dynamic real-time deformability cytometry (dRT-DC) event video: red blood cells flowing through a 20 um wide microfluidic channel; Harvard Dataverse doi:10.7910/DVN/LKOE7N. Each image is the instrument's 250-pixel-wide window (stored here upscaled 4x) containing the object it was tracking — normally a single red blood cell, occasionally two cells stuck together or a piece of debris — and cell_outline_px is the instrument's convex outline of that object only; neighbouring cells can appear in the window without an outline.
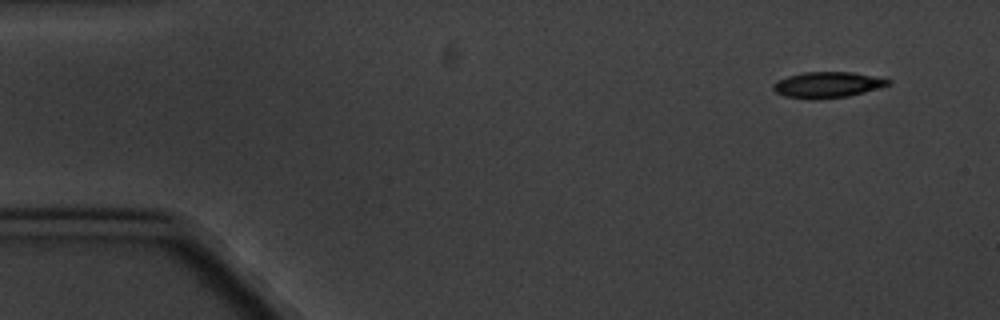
{"species": "common noctule bat (a hibernating species)", "species_latin": "Nyctalus noctula", "temperature_condition": "cold", "stored_images_in_passage": 5, "camera_frame_rate_fps": 3000, "um_per_image_px": 0.085, "animal": {"sex": "male", "body_mass_g": 20.1, "forearm_length_mm": 53.5}, "frame": {"image": 1, "passage_image": 1, "time_ms": 0.0, "image_size_px": [1000, 320], "cell_outline_px": [[892, 84], [864, 92], [848, 96], [820, 100], [784, 96], [776, 92], [772, 88], [772, 84], [776, 80], [788, 76], [804, 72], [852, 72], [892, 80]], "centroid_in_image_um": [70.31, 7.21], "position_along_channel_um": 14.7, "area_um2": 17.4}}
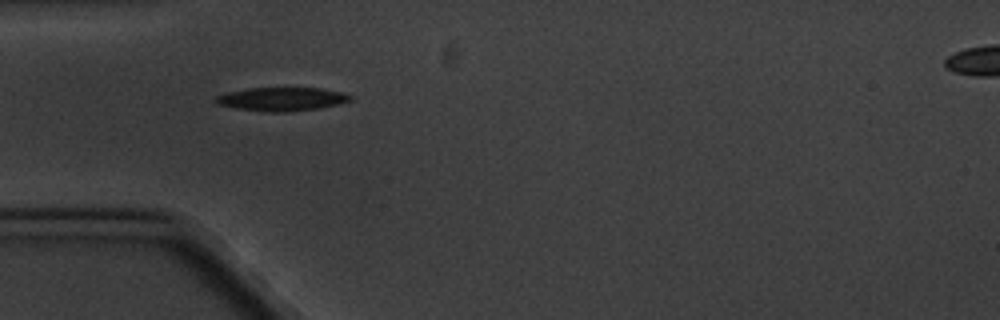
{"frame": {"image": 2, "passage_image": 4, "time_ms": 4.333, "image_size_px": [1000, 320], "cell_outline_px": [[352, 100], [320, 108], [284, 112], [264, 112], [236, 108], [220, 104], [216, 100], [216, 96], [228, 92], [248, 88], [320, 88], [340, 92], [352, 96]], "centroid_in_image_um": [23.96, 8.42], "position_along_channel_um": 61.0, "area_um2": 18.21}}